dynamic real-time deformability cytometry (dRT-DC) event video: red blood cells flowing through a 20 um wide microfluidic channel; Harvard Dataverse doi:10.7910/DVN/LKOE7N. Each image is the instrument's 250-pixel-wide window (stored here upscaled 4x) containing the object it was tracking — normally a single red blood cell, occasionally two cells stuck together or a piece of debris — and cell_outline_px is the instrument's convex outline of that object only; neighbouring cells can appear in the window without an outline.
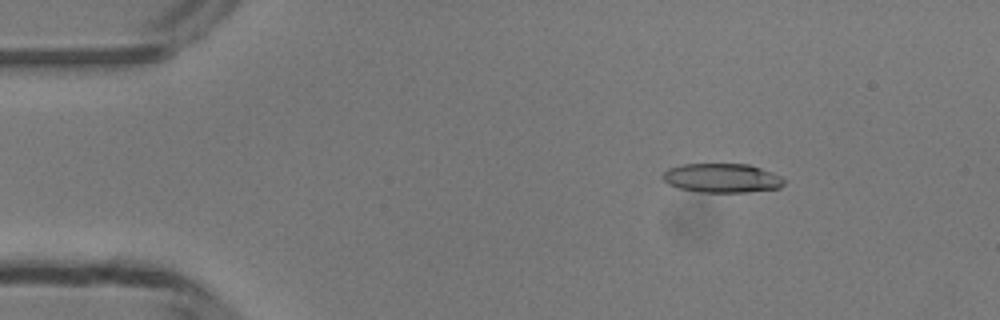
{"species": "common noctule bat (a hibernating species)", "species_latin": "Nyctalus noctula", "temperature_condition": "room temperature", "stored_images_in_passage": 48, "camera_frame_rate_fps": 3000, "um_per_image_px": 0.085, "animal": {"sex": "male", "body_mass_g": 13.3}, "frame": {"image": 1, "passage_image": 7, "time_ms": 2.0, "image_size_px": [1000, 320], "cell_outline_px": [[784, 184], [780, 188], [748, 192], [700, 192], [680, 188], [668, 184], [664, 180], [664, 172], [668, 168], [680, 164], [748, 164], [760, 168], [780, 176], [784, 180]], "centroid_in_image_um": [61.36, 15.13], "position_along_channel_um": 23.6, "area_um2": 20.46}}
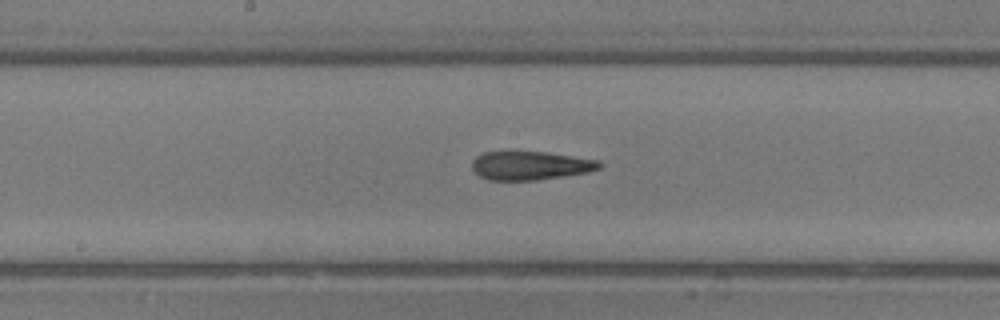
{"frame": {"image": 2, "passage_image": 25, "time_ms": 8.0, "image_size_px": [1000, 320], "cell_outline_px": [[604, 164], [600, 168], [588, 172], [536, 180], [488, 180], [480, 176], [472, 168], [472, 160], [476, 156], [484, 152], [548, 152], [600, 160]], "centroid_in_image_um": [45.11, 14.07], "position_along_channel_um": 203.1, "area_um2": 21.27}}
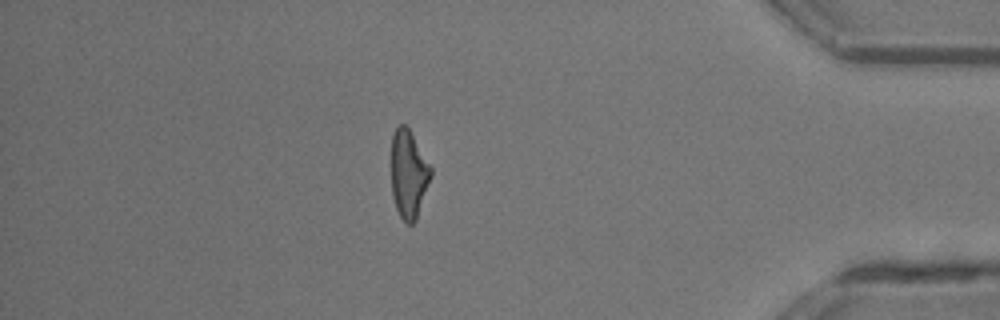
{"frame": {"image": 3, "passage_image": 42, "time_ms": 13.667, "image_size_px": [1000, 320], "cell_outline_px": [[432, 176], [416, 220], [412, 224], [408, 224], [400, 216], [396, 208], [392, 196], [392, 136], [396, 128], [400, 124], [404, 124], [408, 128], [432, 168]], "centroid_in_image_um": [34.74, 14.82], "position_along_channel_um": 400.5, "area_um2": 20.11}, "authors_computed_cell_mechanics": {"area_um2": 21.5305, "velocity_mm_per_s": 4.2202, "shape_relaxation_time_tau1_ms": 10.5513, "shape_relaxation_time_tau2_ms": 2.998, "deformation_change_tau1": 0.3322, "deformation_change_tau2": 0.1447}}